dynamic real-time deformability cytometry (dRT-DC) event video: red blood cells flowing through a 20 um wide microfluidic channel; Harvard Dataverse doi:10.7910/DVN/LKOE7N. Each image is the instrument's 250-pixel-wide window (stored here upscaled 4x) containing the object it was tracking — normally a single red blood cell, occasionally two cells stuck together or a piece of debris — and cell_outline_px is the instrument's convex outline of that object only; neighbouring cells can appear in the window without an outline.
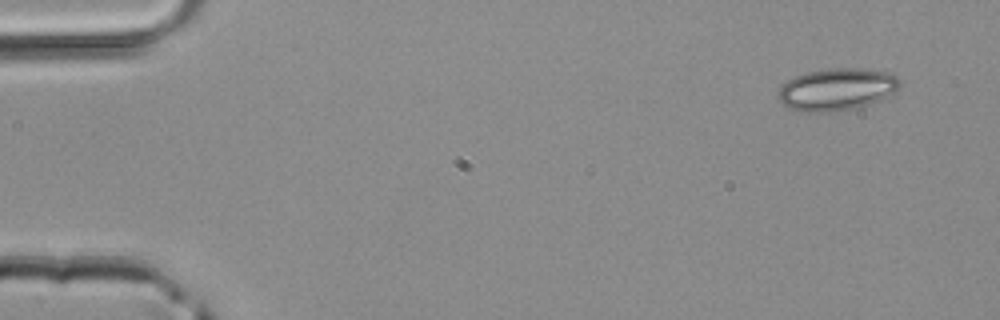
{"species": "common noctule bat (a hibernating species)", "species_latin": "Nyctalus noctula", "temperature_condition": "room temperature", "stored_images_in_passage": 4, "camera_frame_rate_fps": 3000, "um_per_image_px": 0.085, "animal": {"sex": "male", "body_mass_g": 20.4}, "frame": {"image": 1, "passage_image": 1, "time_ms": 0.0, "image_size_px": [1000, 320], "cell_outline_px": [[900, 88], [876, 100], [852, 108], [820, 112], [808, 112], [788, 108], [780, 100], [780, 88], [788, 80], [796, 76], [808, 72], [832, 68], [864, 68], [888, 72], [896, 76], [900, 80]], "centroid_in_image_um": [71.13, 7.56], "position_along_channel_um": 13.9, "area_um2": 29.07}}